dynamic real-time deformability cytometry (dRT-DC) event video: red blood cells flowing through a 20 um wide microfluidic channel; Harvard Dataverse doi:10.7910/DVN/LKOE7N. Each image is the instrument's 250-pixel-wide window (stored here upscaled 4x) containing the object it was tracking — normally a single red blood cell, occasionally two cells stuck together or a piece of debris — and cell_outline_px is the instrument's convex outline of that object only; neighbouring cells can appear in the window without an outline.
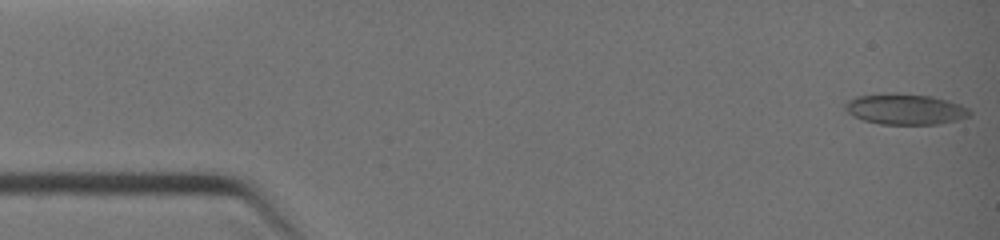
{"species": "common noctule bat (a hibernating species)", "species_latin": "Nyctalus noctula", "temperature_condition": "warm", "stored_images_in_passage": 30, "camera_frame_rate_fps": 3000, "um_per_image_px": 0.085, "animal": {"sex": "female", "body_mass_g": 19.0, "forearm_length_mm": 51.5}, "frame": {"image": 1, "passage_image": 1, "time_ms": 0.0, "image_size_px": [1000, 240], "cell_outline_px": [[972, 112], [968, 116], [956, 120], [940, 124], [880, 124], [864, 120], [848, 112], [844, 108], [844, 104], [848, 100], [856, 96], [884, 92], [896, 92], [932, 96], [948, 100], [960, 104], [968, 108]], "centroid_in_image_um": [76.93, 9.25], "position_along_channel_um": 8.1, "area_um2": 22.54}}
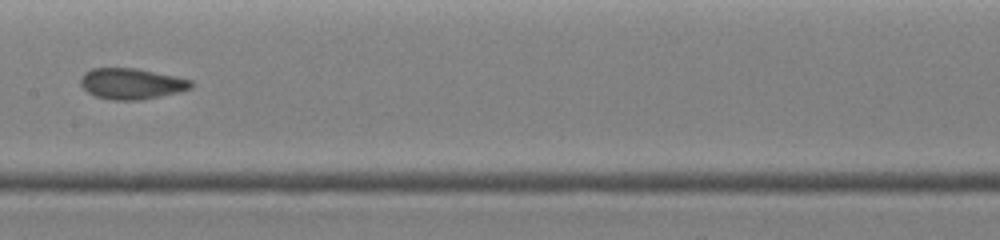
{"frame": {"image": 2, "passage_image": 18, "time_ms": 6.0, "image_size_px": [1000, 240], "cell_outline_px": [[196, 84], [192, 88], [180, 92], [160, 96], [136, 100], [112, 100], [96, 96], [88, 92], [80, 84], [80, 76], [84, 72], [92, 68], [136, 68], [176, 76], [192, 80]], "centroid_in_image_um": [11.2, 7.1], "position_along_channel_um": 196.2, "area_um2": 20.06}}
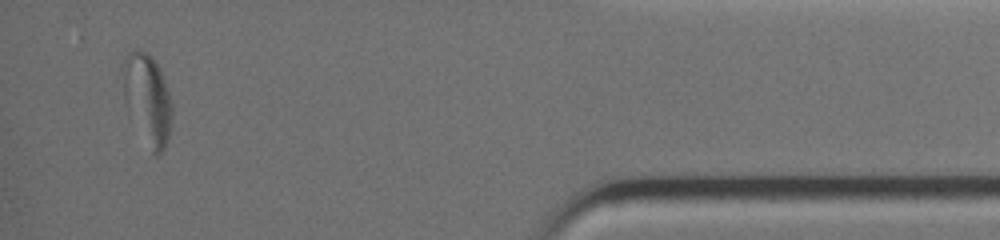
{"frame": {"image": 3, "passage_image": 30, "time_ms": 11.333, "image_size_px": [1000, 240], "cell_outline_px": [[172, 116], [168, 140], [164, 148], [156, 156], [152, 152], [124, 100], [120, 68], [124, 56], [128, 52], [136, 48], [148, 52], [152, 56], [160, 68], [172, 104]], "centroid_in_image_um": [12.51, 8.3], "position_along_channel_um": 422.7, "area_um2": 25.84}}